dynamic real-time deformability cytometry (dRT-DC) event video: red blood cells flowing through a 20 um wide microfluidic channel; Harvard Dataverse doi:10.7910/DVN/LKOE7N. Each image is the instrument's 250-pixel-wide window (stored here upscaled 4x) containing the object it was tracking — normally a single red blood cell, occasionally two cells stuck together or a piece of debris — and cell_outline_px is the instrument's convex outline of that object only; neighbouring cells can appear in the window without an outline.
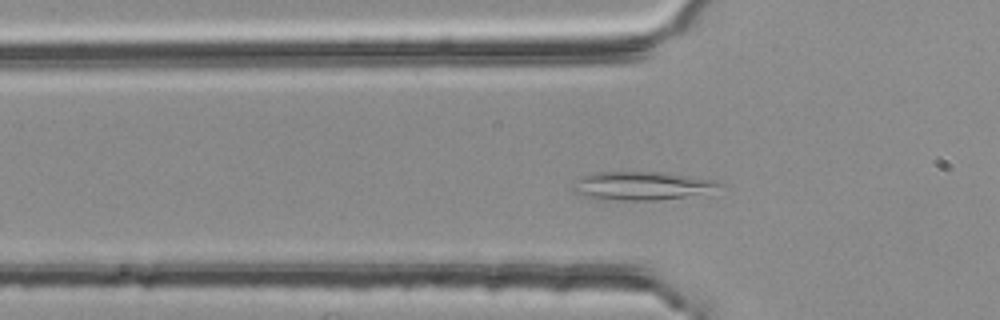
{"species": "common noctule bat (a hibernating species)", "species_latin": "Nyctalus noctula", "temperature_condition": "room temperature", "stored_images_in_passage": 38, "camera_frame_rate_fps": 3000, "um_per_image_px": 0.085, "animal": {"sex": "female", "body_mass_g": 25.1}, "frame": {"image": 1, "passage_image": 4, "time_ms": 1.0, "image_size_px": [1000, 320], "cell_outline_px": [[724, 184], [684, 196], [656, 200], [596, 200], [572, 192], [572, 188], [576, 180], [580, 176], [600, 172], [664, 172], [716, 180]], "centroid_in_image_um": [54.37, 15.79], "position_along_channel_um": 71.4, "area_um2": 23.87}}
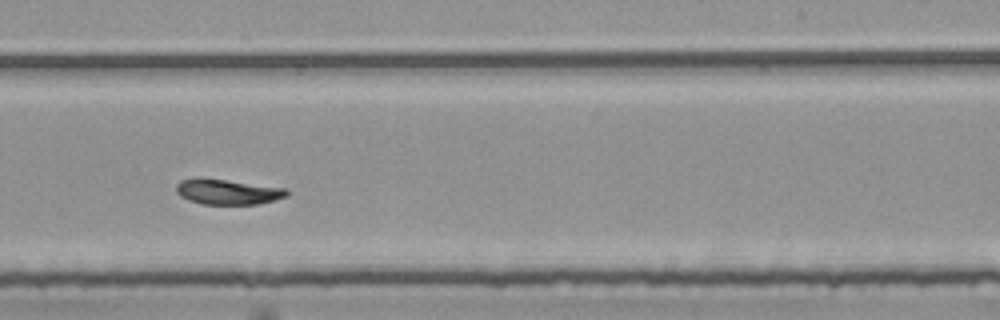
{"frame": {"image": 2, "passage_image": 20, "time_ms": 6.333, "image_size_px": [1000, 320], "cell_outline_px": [[288, 196], [276, 200], [260, 204], [200, 204], [188, 200], [180, 196], [176, 192], [176, 184], [180, 180], [196, 176], [200, 176], [288, 188]], "centroid_in_image_um": [19.33, 16.28], "position_along_channel_um": 269.7, "area_um2": 16.88}}
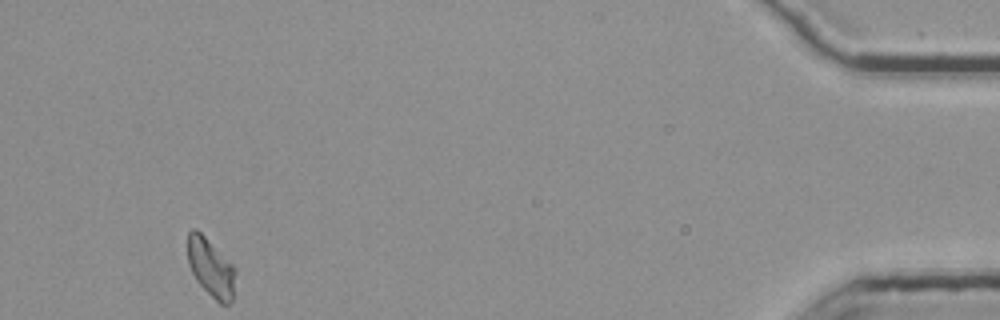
{"frame": {"image": 3, "passage_image": 38, "time_ms": 12.333, "image_size_px": [1000, 320], "cell_outline_px": [[236, 272], [232, 300], [228, 304], [220, 304], [196, 280], [188, 264], [188, 232], [192, 228], [196, 228], [236, 268]], "centroid_in_image_um": [17.92, 22.75], "position_along_channel_um": 417.3, "area_um2": 16.01}, "authors_computed_cell_mechanics": {"area_um2": 16.5308, "velocity_mm_per_s": 3.7196, "shape_relaxation_time_tau1_ms": 10.7747, "shape_relaxation_time_tau2_ms": 2.7483, "deformation_change_tau1": 0.2311, "deformation_change_tau2": 0.0707}}